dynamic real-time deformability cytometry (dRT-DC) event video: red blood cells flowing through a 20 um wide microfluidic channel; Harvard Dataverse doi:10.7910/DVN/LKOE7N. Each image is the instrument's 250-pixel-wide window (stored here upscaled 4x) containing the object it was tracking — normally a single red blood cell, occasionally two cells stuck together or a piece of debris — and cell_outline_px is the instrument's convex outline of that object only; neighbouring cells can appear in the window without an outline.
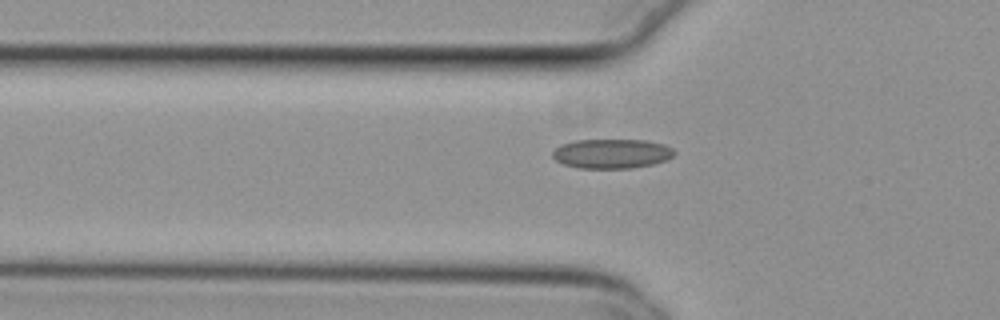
{"species": "common noctule bat (a hibernating species)", "species_latin": "Nyctalus noctula", "temperature_condition": "cold", "stored_images_in_passage": 40, "camera_frame_rate_fps": 3000, "um_per_image_px": 0.085, "animal": {"sex": "female", "body_mass_g": 29.2, "forearm_length_mm": 56.3}, "frame": {"image": 1, "passage_image": 5, "time_ms": 1.333, "image_size_px": [1000, 320], "cell_outline_px": [[676, 152], [668, 160], [652, 164], [632, 168], [580, 168], [564, 164], [556, 160], [552, 156], [552, 152], [560, 144], [576, 140], [644, 140], [664, 144], [672, 148]], "centroid_in_image_um": [52.0, 13.06], "position_along_channel_um": 73.8, "area_um2": 20.92}}
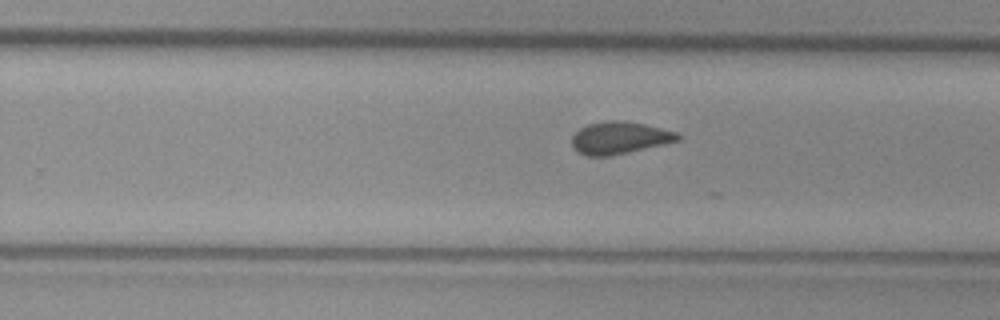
{"frame": {"image": 2, "passage_image": 21, "time_ms": 6.667, "image_size_px": [1000, 320], "cell_outline_px": [[680, 140], [612, 156], [588, 156], [576, 152], [572, 144], [572, 136], [580, 128], [588, 124], [604, 120], [620, 120], [644, 124], [676, 132], [680, 136]], "centroid_in_image_um": [52.62, 11.72], "position_along_channel_um": 277.2, "area_um2": 19.88}}
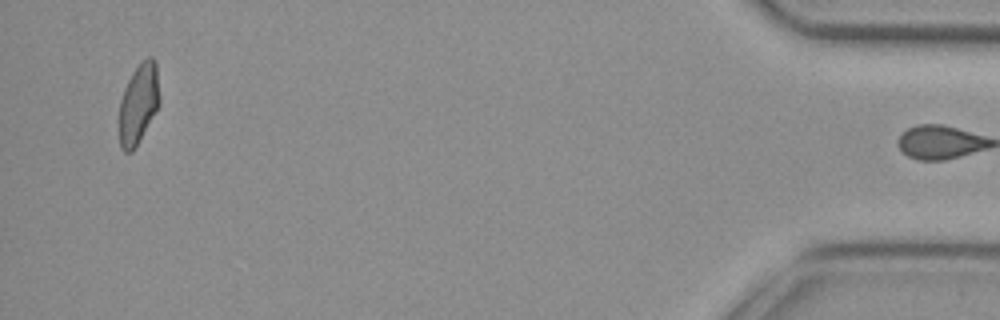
{"frame": {"image": 3, "passage_image": 39, "time_ms": 12.667, "image_size_px": [1000, 320], "cell_outline_px": [[160, 104], [132, 152], [124, 152], [120, 148], [120, 100], [124, 88], [132, 72], [140, 60], [148, 56], [152, 56], [156, 60], [160, 96]], "centroid_in_image_um": [11.79, 8.74], "position_along_channel_um": 423.4, "area_um2": 18.96}, "authors_computed_cell_mechanics": {"area_um2": 19.941, "velocity_mm_per_s": 3.8113, "shape_relaxation_time_tau1_ms": null, "shape_relaxation_time_tau2_ms": 1.4315, "deformation_change_tau1": null, "deformation_change_tau2": 0.0559}}